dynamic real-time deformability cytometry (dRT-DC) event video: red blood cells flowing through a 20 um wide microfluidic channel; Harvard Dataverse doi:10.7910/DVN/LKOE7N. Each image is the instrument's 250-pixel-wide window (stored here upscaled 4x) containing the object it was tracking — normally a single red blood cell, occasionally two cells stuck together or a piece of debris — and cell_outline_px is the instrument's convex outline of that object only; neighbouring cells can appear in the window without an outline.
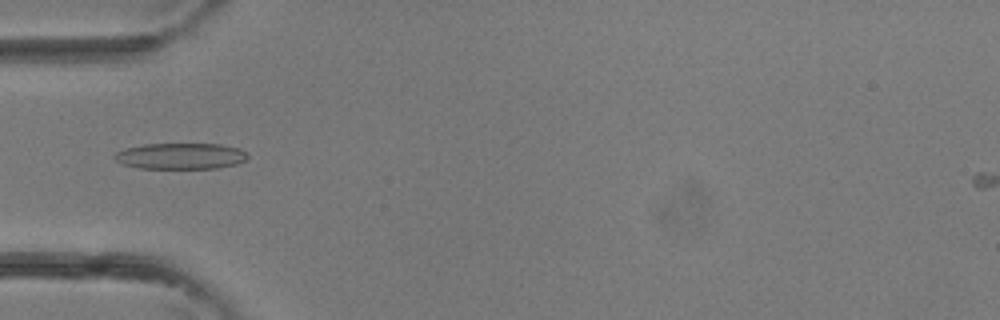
{"species": "common noctule bat (a hibernating species)", "species_latin": "Nyctalus noctula", "temperature_condition": "room temperature", "stored_images_in_passage": 3, "camera_frame_rate_fps": 3000, "um_per_image_px": 0.085, "animal": {"sex": "female"}, "frame": {"image": 1, "passage_image": 3, "time_ms": 0.667, "image_size_px": [1000, 320], "cell_outline_px": [[248, 156], [244, 160], [236, 164], [216, 168], [136, 168], [120, 164], [112, 156], [116, 152], [124, 148], [144, 144], [220, 144], [240, 148]], "centroid_in_image_um": [15.29, 13.26], "position_along_channel_um": 69.7, "area_um2": 20.29}}